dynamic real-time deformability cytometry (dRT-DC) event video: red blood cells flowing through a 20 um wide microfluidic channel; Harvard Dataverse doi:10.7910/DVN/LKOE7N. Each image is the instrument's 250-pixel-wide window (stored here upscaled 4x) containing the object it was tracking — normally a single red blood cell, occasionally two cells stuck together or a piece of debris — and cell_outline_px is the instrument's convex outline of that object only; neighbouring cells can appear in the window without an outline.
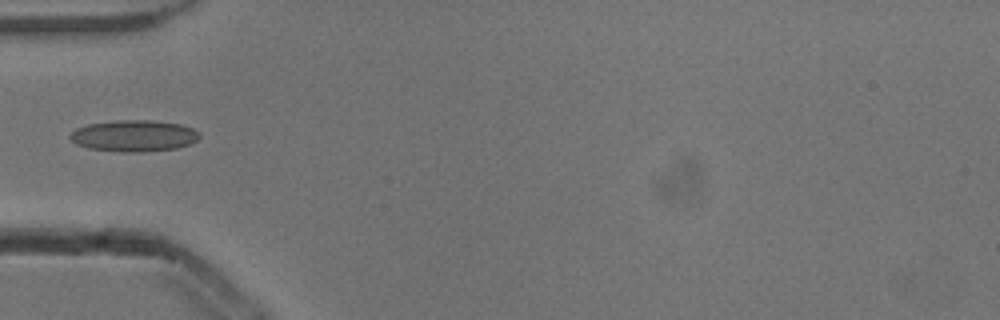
{"species": "common noctule bat (a hibernating species)", "species_latin": "Nyctalus noctula", "temperature_condition": "cold", "stored_images_in_passage": 4, "camera_frame_rate_fps": 3000, "um_per_image_px": 0.085, "animal": {"sex": "male", "body_mass_g": 13.3}, "frame": {"image": 1, "passage_image": 2, "time_ms": 0.333, "image_size_px": [1000, 320], "cell_outline_px": [[200, 136], [196, 140], [188, 144], [176, 148], [140, 152], [128, 152], [88, 148], [76, 144], [68, 136], [76, 128], [88, 124], [116, 120], [148, 120], [180, 124], [192, 128], [200, 132]], "centroid_in_image_um": [11.37, 11.53], "position_along_channel_um": 73.6, "area_um2": 23.52}}
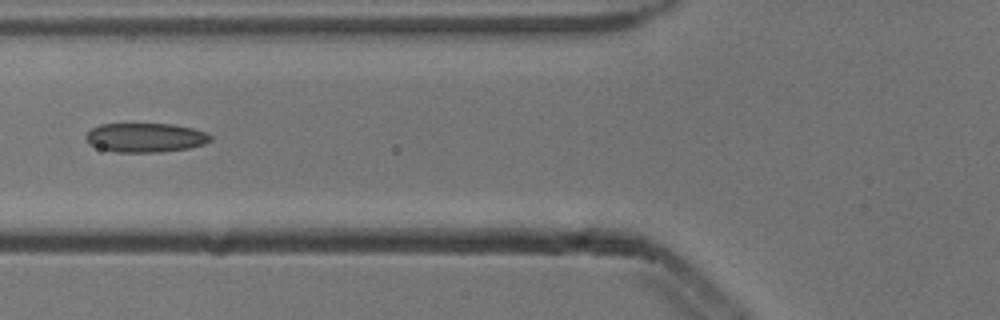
{"frame": {"image": 2, "passage_image": 3, "time_ms": 0.667, "image_size_px": [1000, 320], "cell_outline_px": [[212, 140], [204, 144], [188, 148], [160, 152], [112, 152], [88, 144], [84, 140], [84, 136], [92, 128], [100, 124], [172, 124], [192, 128], [208, 132], [212, 136]], "centroid_in_image_um": [12.35, 11.7], "position_along_channel_um": 113.5, "area_um2": 21.39}}
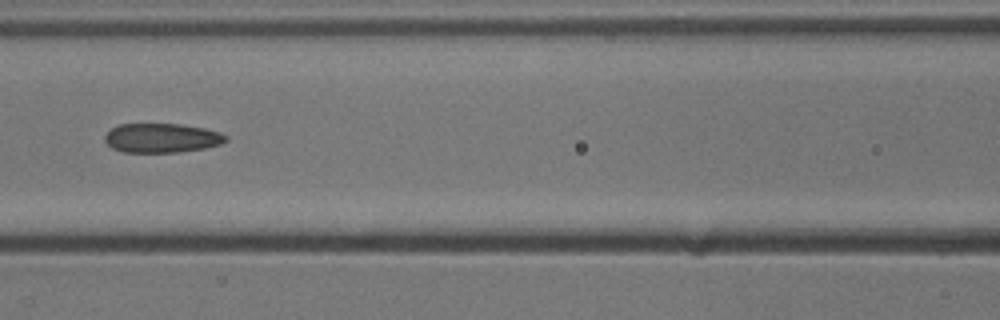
{"frame": {"image": 3, "passage_image": 4, "time_ms": 1.0, "image_size_px": [1000, 320], "cell_outline_px": [[228, 140], [220, 144], [204, 148], [180, 152], [124, 152], [112, 148], [104, 140], [104, 136], [112, 128], [120, 124], [180, 124], [204, 128], [220, 132], [228, 136]], "centroid_in_image_um": [13.76, 11.73], "position_along_channel_um": 152.8, "area_um2": 20.63}}